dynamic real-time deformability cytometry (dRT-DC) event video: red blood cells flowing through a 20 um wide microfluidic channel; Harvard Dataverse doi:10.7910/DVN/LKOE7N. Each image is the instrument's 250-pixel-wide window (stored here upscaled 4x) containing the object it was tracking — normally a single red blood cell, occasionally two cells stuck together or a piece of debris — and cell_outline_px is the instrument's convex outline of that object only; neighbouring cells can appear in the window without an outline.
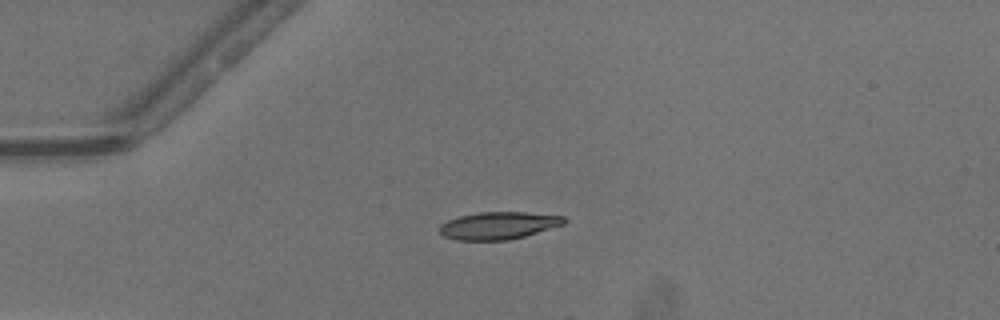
{"species": "common noctule bat (a hibernating species)", "species_latin": "Nyctalus noctula", "temperature_condition": "warm", "stored_images_in_passage": 8, "camera_frame_rate_fps": 3000, "um_per_image_px": 0.085, "animal": {"sex": "male", "body_mass_g": 13.3}, "frame": {"image": 1, "passage_image": 1, "time_ms": 0.0, "image_size_px": [1000, 320], "cell_outline_px": [[568, 220], [564, 224], [524, 236], [508, 240], [456, 240], [444, 236], [436, 228], [440, 224], [448, 220], [460, 216], [480, 212], [524, 212], [564, 216]], "centroid_in_image_um": [42.35, 19.17], "position_along_channel_um": 42.7, "area_um2": 19.88}}
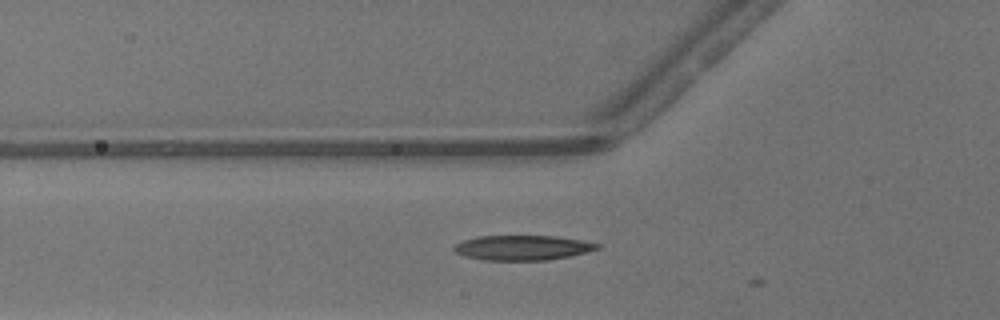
{"frame": {"image": 2, "passage_image": 6, "time_ms": 1.667, "image_size_px": [1000, 320], "cell_outline_px": [[600, 248], [568, 256], [548, 260], [480, 260], [464, 256], [456, 252], [452, 248], [456, 244], [464, 240], [476, 236], [556, 236], [580, 240], [600, 244]], "centroid_in_image_um": [44.36, 21.05], "position_along_channel_um": 81.4, "area_um2": 20.63}}